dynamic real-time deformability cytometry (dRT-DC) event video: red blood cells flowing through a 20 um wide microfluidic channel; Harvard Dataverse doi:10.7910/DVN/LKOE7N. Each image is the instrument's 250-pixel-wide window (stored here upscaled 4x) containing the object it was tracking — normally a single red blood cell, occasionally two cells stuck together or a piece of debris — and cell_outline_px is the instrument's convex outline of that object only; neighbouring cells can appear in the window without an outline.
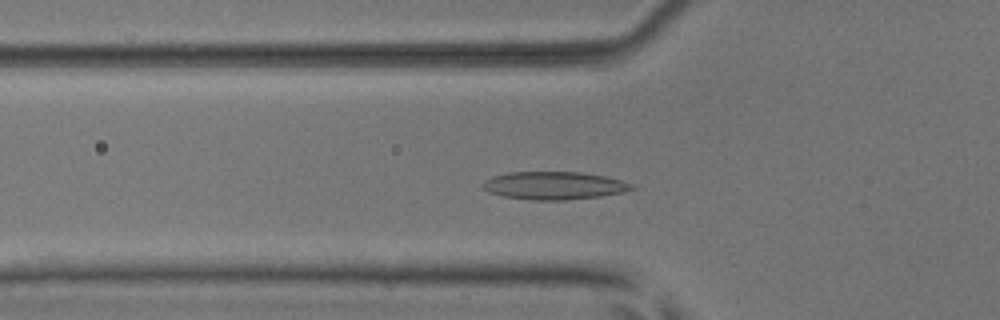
{"species": "common noctule bat (a hibernating species)", "species_latin": "Nyctalus noctula", "temperature_condition": "room temperature", "stored_images_in_passage": 20, "camera_frame_rate_fps": 3000, "um_per_image_px": 0.085, "animal": {"sex": "male", "body_mass_g": 17.9, "forearm_length_mm": 54.2}, "frame": {"image": 1, "passage_image": 2, "time_ms": 0.333, "image_size_px": [1000, 320], "cell_outline_px": [[636, 188], [624, 192], [600, 196], [568, 200], [532, 200], [504, 196], [488, 192], [480, 184], [484, 180], [492, 176], [508, 172], [580, 172], [604, 176], [620, 180], [632, 184]], "centroid_in_image_um": [47.07, 15.77], "position_along_channel_um": 78.7, "area_um2": 24.22}}
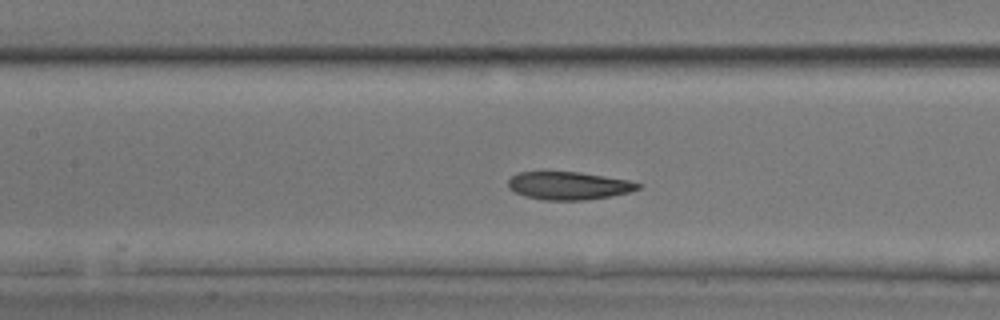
{"frame": {"image": 2, "passage_image": 8, "time_ms": 2.333, "image_size_px": [1000, 320], "cell_outline_px": [[640, 188], [632, 192], [612, 196], [584, 200], [544, 200], [524, 196], [508, 188], [508, 180], [512, 176], [520, 172], [580, 172], [628, 180], [640, 184]], "centroid_in_image_um": [48.35, 15.79], "position_along_channel_um": 159.1, "area_um2": 21.1}}
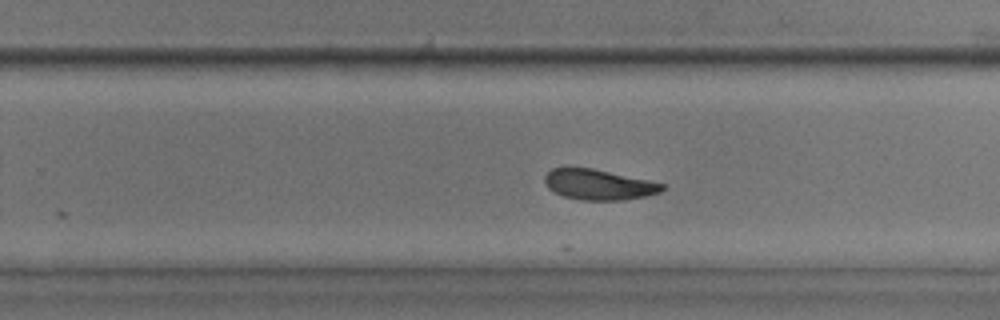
{"frame": {"image": 3, "passage_image": 17, "time_ms": 5.333, "image_size_px": [1000, 320], "cell_outline_px": [[664, 188], [660, 192], [644, 196], [624, 200], [580, 200], [564, 196], [548, 188], [544, 180], [544, 176], [552, 168], [592, 168], [664, 184]], "centroid_in_image_um": [50.86, 15.7], "position_along_channel_um": 278.9, "area_um2": 20.46}}